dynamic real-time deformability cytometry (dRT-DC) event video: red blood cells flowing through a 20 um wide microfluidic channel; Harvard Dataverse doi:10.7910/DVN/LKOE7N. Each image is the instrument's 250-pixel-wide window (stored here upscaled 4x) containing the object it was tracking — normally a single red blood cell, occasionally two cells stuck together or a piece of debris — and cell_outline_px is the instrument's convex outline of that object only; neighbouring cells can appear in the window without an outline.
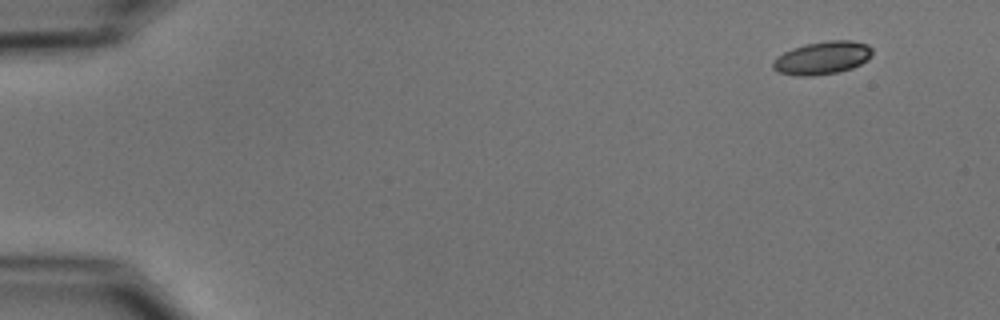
{"species": "common noctule bat (a hibernating species)", "species_latin": "Nyctalus noctula", "temperature_condition": "cold", "stored_images_in_passage": 52, "camera_frame_rate_fps": 3000, "um_per_image_px": 0.085, "animal": {"sex": "male", "body_mass_g": 15.6}, "frame": {"image": 1, "passage_image": 1, "time_ms": 0.0, "image_size_px": [1000, 320], "cell_outline_px": [[872, 56], [868, 60], [852, 68], [836, 72], [812, 76], [796, 76], [776, 72], [772, 68], [772, 60], [776, 56], [792, 48], [804, 44], [828, 40], [852, 40], [868, 44], [872, 48]], "centroid_in_image_um": [69.87, 4.91], "position_along_channel_um": 15.1, "area_um2": 19.42}}
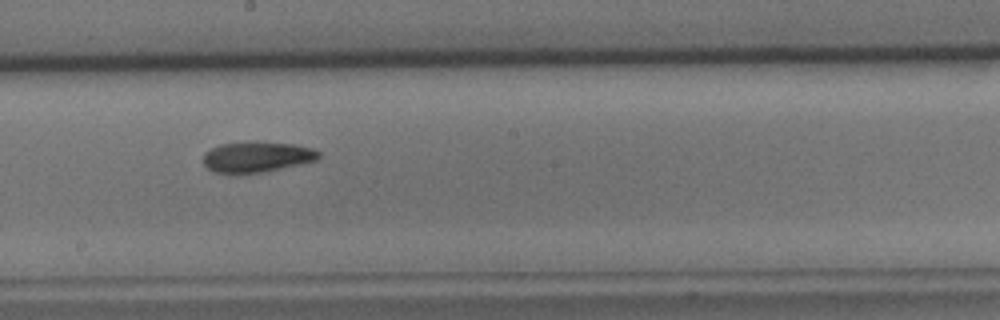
{"frame": {"image": 2, "passage_image": 28, "time_ms": 9.0, "image_size_px": [1000, 320], "cell_outline_px": [[320, 156], [316, 160], [300, 164], [264, 172], [228, 176], [212, 172], [204, 164], [204, 152], [220, 144], [256, 140], [292, 144], [312, 148], [320, 152]], "centroid_in_image_um": [21.77, 13.35], "position_along_channel_um": 226.4, "area_um2": 21.33}}
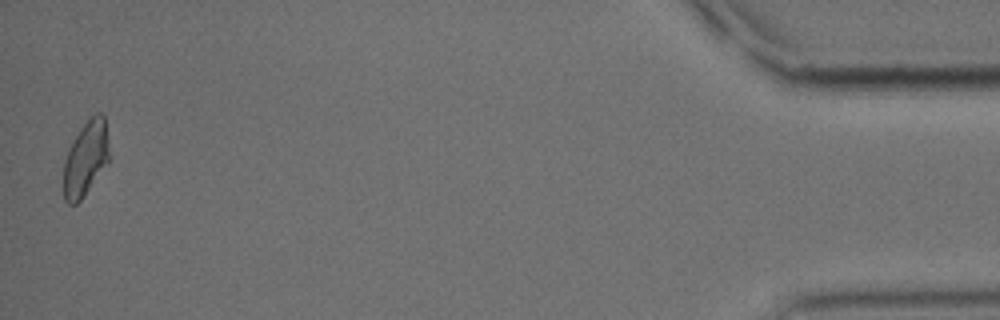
{"frame": {"image": 3, "passage_image": 51, "time_ms": 16.667, "image_size_px": [1000, 320], "cell_outline_px": [[112, 156], [80, 200], [76, 204], [68, 204], [64, 200], [64, 160], [68, 148], [80, 128], [96, 112], [100, 112], [104, 116]], "centroid_in_image_um": [7.31, 13.44], "position_along_channel_um": 427.9, "area_um2": 19.94}, "authors_computed_cell_mechanics": {"area_um2": 20.2011, "velocity_mm_per_s": 3.7042, "shape_relaxation_time_tau1_ms": 4.0431, "shape_relaxation_time_tau2_ms": 3.6173, "deformation_change_tau1": 0.1467, "deformation_change_tau2": 0.1086}}